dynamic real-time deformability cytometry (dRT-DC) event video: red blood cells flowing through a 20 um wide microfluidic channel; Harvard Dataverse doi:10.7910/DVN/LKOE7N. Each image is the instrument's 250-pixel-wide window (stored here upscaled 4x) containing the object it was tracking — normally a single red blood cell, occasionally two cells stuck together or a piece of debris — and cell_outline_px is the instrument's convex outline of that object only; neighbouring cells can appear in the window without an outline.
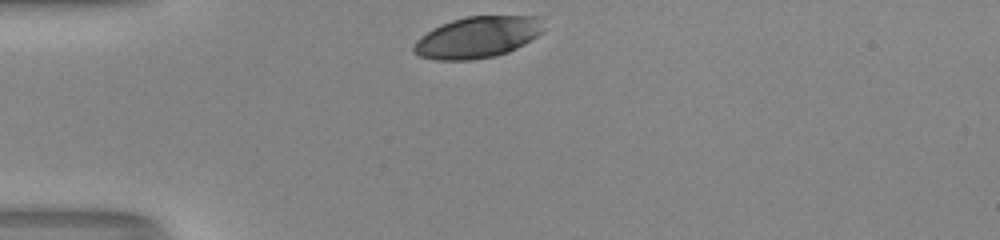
{"species": "human", "species_latin": "Homo sapiens", "temperature_condition": "room temperature", "stored_images_in_passage": 29, "camera_frame_rate_fps": 3000, "um_per_image_px": 0.085, "donor": {"sex": "male"}, "frame": {"image": 1, "passage_image": 1, "time_ms": 0.0, "image_size_px": [1000, 240], "cell_outline_px": [[544, 32], [524, 44], [508, 52], [496, 56], [472, 60], [436, 60], [420, 56], [412, 48], [416, 40], [420, 36], [432, 28], [452, 20], [464, 16], [540, 16]], "centroid_in_image_um": [40.59, 3.16], "position_along_channel_um": 44.4, "area_um2": 31.44}}
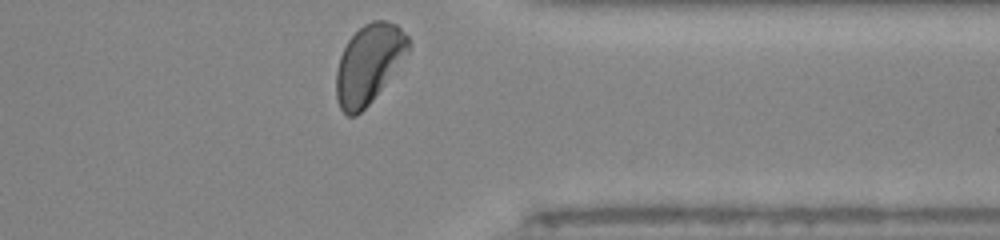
{"frame": {"image": 2, "passage_image": 29, "time_ms": 9.333, "image_size_px": [1000, 240], "cell_outline_px": [[408, 48], [372, 100], [356, 116], [348, 116], [340, 108], [336, 100], [336, 72], [340, 56], [348, 40], [364, 24], [372, 20], [384, 20], [396, 24], [408, 36]], "centroid_in_image_um": [31.28, 5.42], "position_along_channel_um": 380.1, "area_um2": 32.08}, "authors_computed_cell_mechanics": {"area_um2": 33.2928, "velocity_mm_per_s": 3.9713, "shape_relaxation_time_tau1_ms": 1.8032, "shape_relaxation_time_tau2_ms": null, "deformation_change_tau1": 0.1164, "deformation_change_tau2": null}}